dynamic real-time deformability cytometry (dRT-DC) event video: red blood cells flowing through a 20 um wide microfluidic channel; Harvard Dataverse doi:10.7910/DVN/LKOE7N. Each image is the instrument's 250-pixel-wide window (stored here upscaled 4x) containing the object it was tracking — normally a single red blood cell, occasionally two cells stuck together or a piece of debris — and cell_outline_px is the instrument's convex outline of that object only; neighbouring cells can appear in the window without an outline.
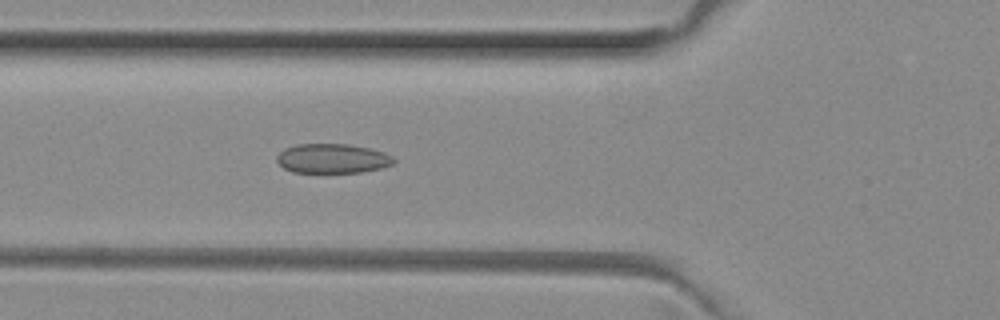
{"species": "common noctule bat (a hibernating species)", "species_latin": "Nyctalus noctula", "temperature_condition": "room temperature", "stored_images_in_passage": 51, "camera_frame_rate_fps": 3000, "um_per_image_px": 0.085, "animal": {"sex": "female", "body_mass_g": 29.2, "forearm_length_mm": 56.3}, "frame": {"image": 1, "passage_image": 18, "time_ms": 5.667, "image_size_px": [1000, 320], "cell_outline_px": [[396, 160], [392, 164], [384, 168], [364, 172], [292, 172], [284, 168], [276, 160], [276, 156], [284, 148], [296, 144], [348, 144], [368, 148], [384, 152], [392, 156]], "centroid_in_image_um": [28.27, 13.47], "position_along_channel_um": 97.5, "area_um2": 20.17}}
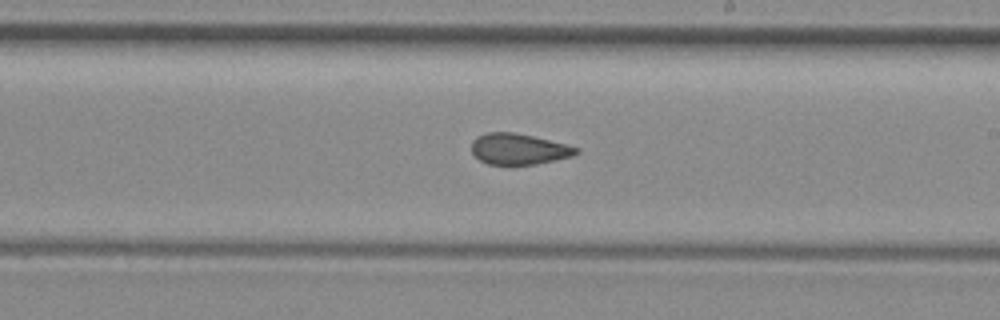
{"frame": {"image": 2, "passage_image": 29, "time_ms": 9.333, "image_size_px": [1000, 320], "cell_outline_px": [[580, 152], [572, 156], [536, 164], [512, 168], [488, 164], [480, 160], [472, 152], [472, 140], [476, 136], [488, 132], [512, 132], [532, 136], [568, 144], [580, 148]], "centroid_in_image_um": [44.09, 12.71], "position_along_channel_um": 244.9, "area_um2": 19.54}}
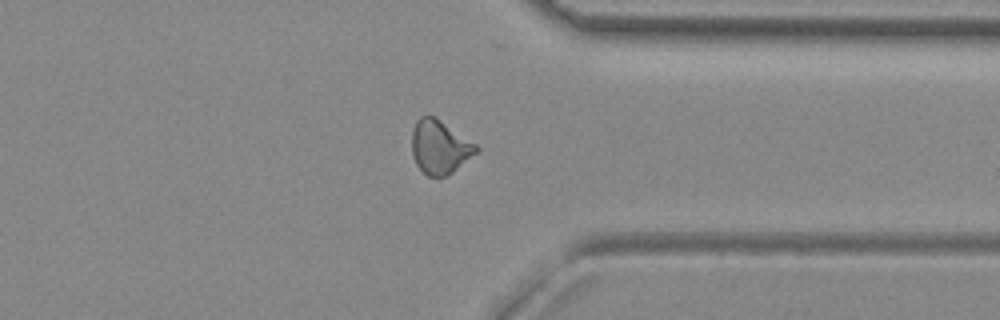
{"frame": {"image": 3, "passage_image": 39, "time_ms": 12.667, "image_size_px": [1000, 320], "cell_outline_px": [[480, 148], [476, 152], [452, 172], [444, 176], [428, 176], [416, 164], [412, 152], [412, 132], [416, 120], [420, 116], [436, 116], [476, 144]], "centroid_in_image_um": [37.36, 12.46], "position_along_channel_um": 374.0, "area_um2": 19.88}, "authors_computed_cell_mechanics": {"area_um2": 20.1722, "velocity_mm_per_s": 4.0123, "shape_relaxation_time_tau1_ms": null, "shape_relaxation_time_tau2_ms": 1.9512, "deformation_change_tau1": null, "deformation_change_tau2": 0.0971}}